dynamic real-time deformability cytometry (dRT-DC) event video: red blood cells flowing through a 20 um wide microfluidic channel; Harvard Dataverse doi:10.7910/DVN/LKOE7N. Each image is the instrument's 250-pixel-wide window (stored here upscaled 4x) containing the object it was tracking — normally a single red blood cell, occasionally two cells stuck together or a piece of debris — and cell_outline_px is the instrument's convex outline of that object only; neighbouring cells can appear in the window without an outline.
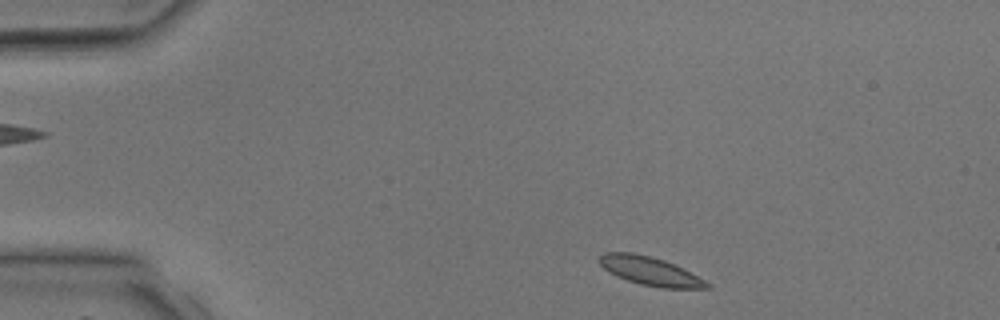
{"species": "common noctule bat (a hibernating species)", "species_latin": "Nyctalus noctula", "temperature_condition": "room temperature", "stored_images_in_passage": 35, "camera_frame_rate_fps": 3000, "um_per_image_px": 0.085, "animal": {"sex": "male", "body_mass_g": 17.9, "forearm_length_mm": 54.2}, "frame": {"image": 1, "passage_image": 1, "time_ms": 0.0, "image_size_px": [1000, 320], "cell_outline_px": [[712, 288], [660, 288], [640, 284], [628, 280], [608, 272], [596, 260], [604, 252], [632, 252], [664, 260], [712, 284]], "centroid_in_image_um": [55.21, 23.04], "position_along_channel_um": 29.8, "area_um2": 17.63}}
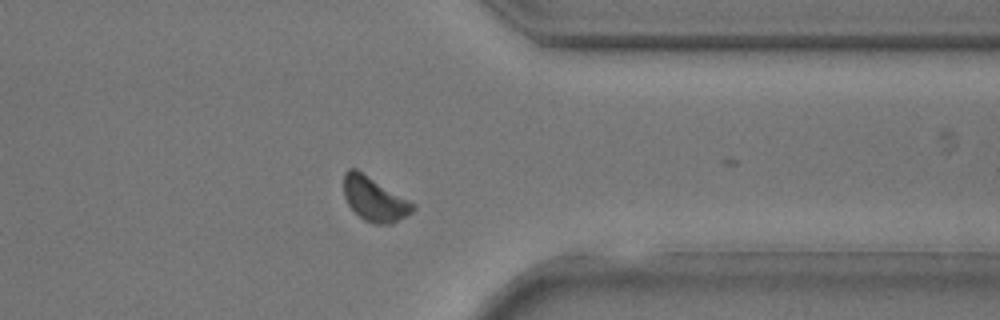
{"frame": {"image": 2, "passage_image": 26, "time_ms": 8.333, "image_size_px": [1000, 320], "cell_outline_px": [[416, 208], [412, 212], [392, 224], [372, 224], [364, 220], [348, 204], [344, 196], [344, 172], [348, 168], [356, 168], [416, 204]], "centroid_in_image_um": [31.83, 16.92], "position_along_channel_um": 379.6, "area_um2": 17.8}}
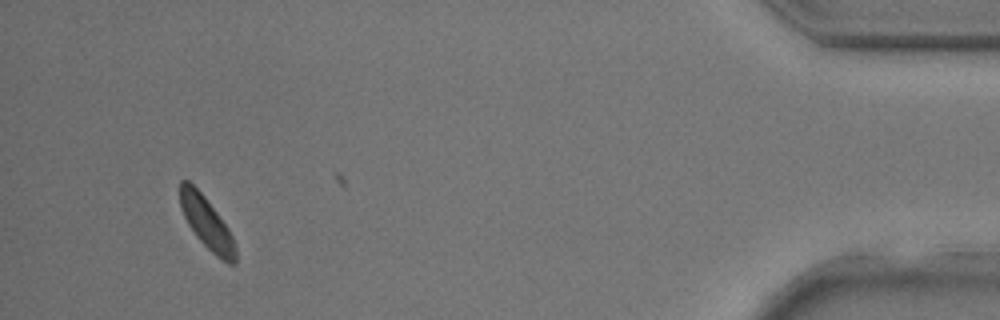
{"frame": {"image": 3, "passage_image": 32, "time_ms": 10.333, "image_size_px": [1000, 320], "cell_outline_px": [[236, 264], [228, 264], [216, 256], [196, 236], [188, 224], [180, 208], [180, 180], [188, 180], [204, 196], [228, 228], [232, 236], [236, 248]], "centroid_in_image_um": [17.57, 18.97], "position_along_channel_um": 417.6, "area_um2": 16.53}}